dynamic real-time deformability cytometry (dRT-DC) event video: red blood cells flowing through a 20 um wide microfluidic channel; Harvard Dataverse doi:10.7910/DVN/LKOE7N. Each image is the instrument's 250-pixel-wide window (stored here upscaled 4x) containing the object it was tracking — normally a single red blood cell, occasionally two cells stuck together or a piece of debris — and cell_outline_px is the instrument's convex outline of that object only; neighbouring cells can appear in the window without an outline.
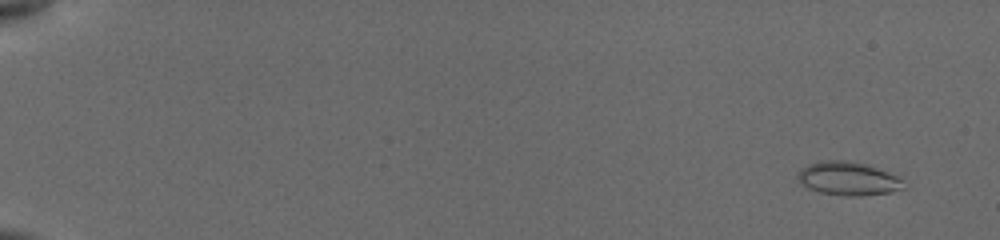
{"species": "common noctule bat (a hibernating species)", "species_latin": "Nyctalus noctula", "temperature_condition": "cold", "stored_images_in_passage": 83, "camera_frame_rate_fps": 3000, "um_per_image_px": 0.085, "animal": {"sex": "female", "body_mass_g": 19.5, "forearm_length_mm": 54.1}, "frame": {"image": 1, "passage_image": 4, "time_ms": 1.0, "image_size_px": [1000, 240], "cell_outline_px": [[904, 188], [888, 192], [860, 196], [844, 196], [820, 192], [808, 188], [796, 176], [796, 172], [800, 168], [808, 164], [820, 160], [844, 160], [868, 164], [896, 176], [900, 180]], "centroid_in_image_um": [72.02, 15.16], "position_along_channel_um": 13.0, "area_um2": 20.52}}
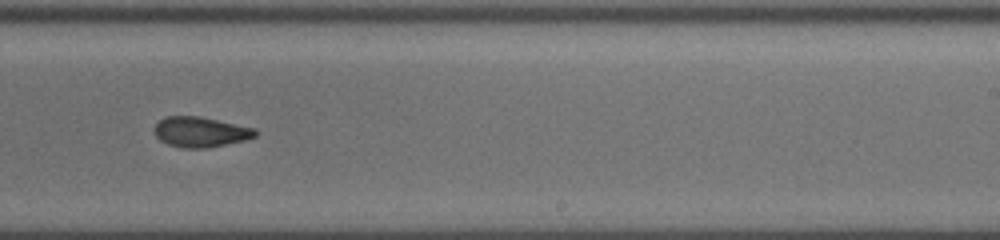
{"frame": {"image": 2, "passage_image": 61, "time_ms": 12.333, "image_size_px": [1000, 240], "cell_outline_px": [[260, 132], [256, 136], [244, 140], [208, 148], [184, 148], [168, 144], [160, 140], [156, 136], [156, 124], [164, 116], [200, 116], [256, 128]], "centroid_in_image_um": [17.09, 11.21], "position_along_channel_um": 271.9, "area_um2": 17.8}}
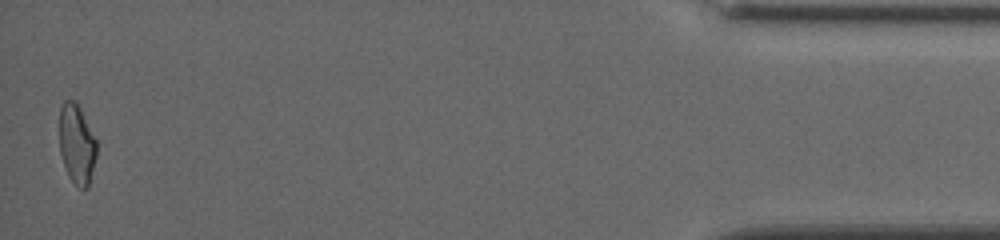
{"frame": {"image": 3, "passage_image": 83, "time_ms": 18.333, "image_size_px": [1000, 240], "cell_outline_px": [[96, 156], [88, 188], [80, 188], [68, 176], [60, 152], [60, 108], [64, 100], [72, 100], [80, 108], [96, 140]], "centroid_in_image_um": [6.52, 12.26], "position_along_channel_um": 428.7, "area_um2": 16.94}, "authors_computed_cell_mechanics": {"area_um2": 18.785, "velocity_mm_per_s": 3.8408, "shape_relaxation_time_tau1_ms": 9.2429, "shape_relaxation_time_tau2_ms": 3.3064, "deformation_change_tau1": 0.1829, "deformation_change_tau2": 0.0833}}